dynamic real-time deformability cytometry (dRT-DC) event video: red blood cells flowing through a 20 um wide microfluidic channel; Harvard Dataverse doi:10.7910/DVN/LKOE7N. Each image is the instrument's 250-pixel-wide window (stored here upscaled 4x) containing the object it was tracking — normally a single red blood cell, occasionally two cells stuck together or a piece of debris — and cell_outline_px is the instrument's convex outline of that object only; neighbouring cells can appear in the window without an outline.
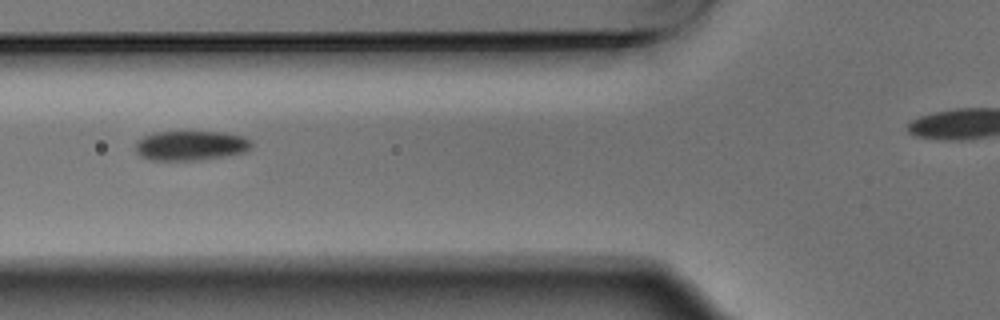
{"species": "Egyptian fruit bat (a non-hibernating species)", "species_latin": "Rousettus aegyptiacus", "temperature_condition": "warm", "stored_images_in_passage": 8, "camera_frame_rate_fps": 3000, "um_per_image_px": 0.085, "animal": {"sex": "male"}, "frame": {"image": 1, "passage_image": 2, "time_ms": 0.333, "image_size_px": [1000, 320], "cell_outline_px": [[252, 148], [248, 152], [200, 160], [152, 160], [140, 156], [136, 152], [136, 140], [144, 136], [156, 132], [224, 132], [244, 136], [252, 140]], "centroid_in_image_um": [16.26, 12.37], "position_along_channel_um": 109.5, "area_um2": 20.29}}
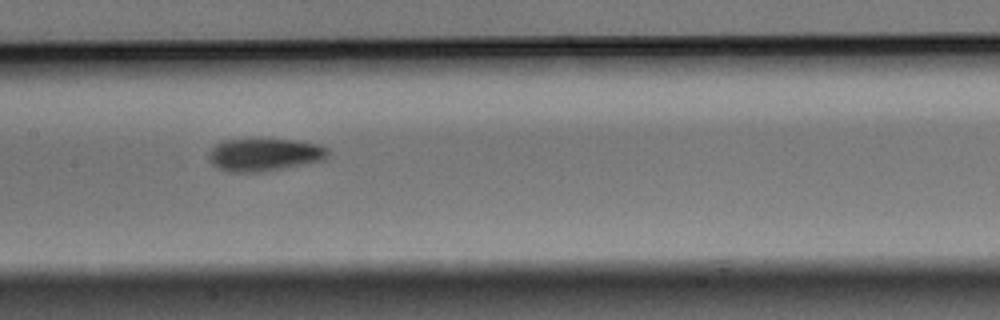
{"frame": {"image": 2, "passage_image": 5, "time_ms": 1.333, "image_size_px": [1000, 320], "cell_outline_px": [[328, 152], [320, 160], [304, 164], [260, 172], [228, 172], [216, 168], [208, 160], [208, 156], [212, 148], [216, 144], [224, 140], [296, 140], [320, 144], [328, 148]], "centroid_in_image_um": [22.42, 13.15], "position_along_channel_um": 185.0, "area_um2": 22.43}}
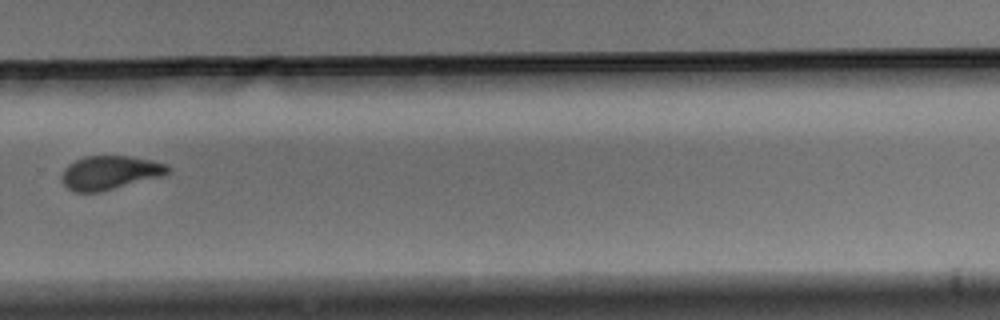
{"frame": {"image": 3, "passage_image": 8, "time_ms": 2.333, "image_size_px": [1000, 320], "cell_outline_px": [[172, 168], [164, 176], [100, 192], [72, 192], [60, 180], [60, 176], [64, 168], [68, 164], [84, 156], [128, 156], [152, 160], [168, 164]], "centroid_in_image_um": [9.34, 14.68], "position_along_channel_um": 320.5, "area_um2": 21.21}}